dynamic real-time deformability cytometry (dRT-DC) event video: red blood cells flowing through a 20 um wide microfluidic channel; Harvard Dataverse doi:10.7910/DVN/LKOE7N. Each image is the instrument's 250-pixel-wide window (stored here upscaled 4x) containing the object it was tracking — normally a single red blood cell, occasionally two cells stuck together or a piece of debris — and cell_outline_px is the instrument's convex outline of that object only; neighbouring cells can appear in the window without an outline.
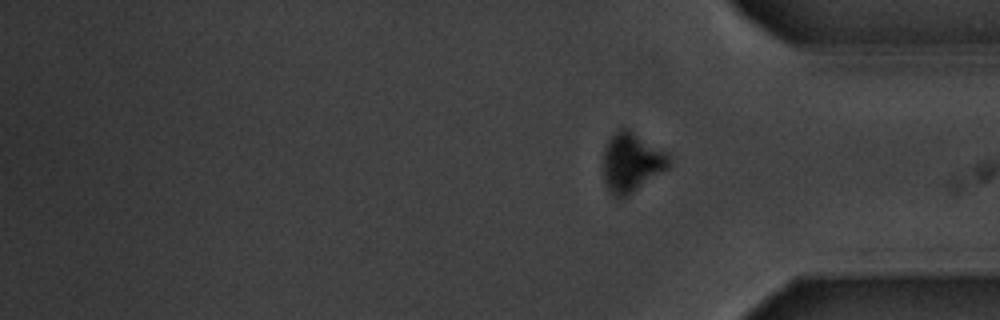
{"species": "common noctule bat (a hibernating species)", "species_latin": "Nyctalus noctula", "temperature_condition": "warm", "stored_images_in_passage": 17, "segment_of_instrument_passage": [2, 2], "camera_frame_rate_fps": 3000, "um_per_image_px": 0.085, "animal": {"sex": "male", "body_mass_g": 20.1, "forearm_length_mm": 53.5}, "frame": {"image": 1, "passage_image": 17, "time_ms": 20.333, "image_size_px": [1000, 320], "cell_outline_px": [[672, 164], [668, 168], [632, 192], [624, 196], [616, 196], [608, 188], [604, 180], [604, 148], [612, 132], [620, 128], [628, 128], [664, 152], [672, 160]], "centroid_in_image_um": [53.67, 13.76], "position_along_channel_um": 381.5, "area_um2": 22.14}}